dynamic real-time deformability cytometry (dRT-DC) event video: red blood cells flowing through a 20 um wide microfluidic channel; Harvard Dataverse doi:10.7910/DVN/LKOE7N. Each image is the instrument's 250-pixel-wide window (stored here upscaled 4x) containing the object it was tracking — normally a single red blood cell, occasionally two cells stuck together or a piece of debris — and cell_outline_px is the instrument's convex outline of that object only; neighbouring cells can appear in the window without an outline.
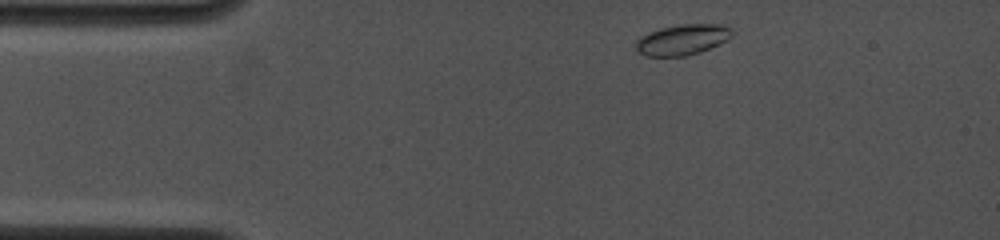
{"species": "common noctule bat (a hibernating species)", "species_latin": "Nyctalus noctula", "temperature_condition": "cold", "stored_images_in_passage": 33, "camera_frame_rate_fps": 4000, "um_per_image_px": 0.085, "animal": {"sex": "female", "body_mass_g": 19.0, "forearm_length_mm": 53.3}, "frame": {"image": 1, "passage_image": 1, "time_ms": 0.0, "image_size_px": [1000, 240], "cell_outline_px": [[732, 36], [728, 40], [720, 44], [700, 52], [684, 56], [644, 56], [636, 52], [636, 40], [640, 36], [648, 32], [660, 28], [684, 24], [720, 24], [732, 28]], "centroid_in_image_um": [57.99, 3.37], "position_along_channel_um": 27.0, "area_um2": 17.34}}
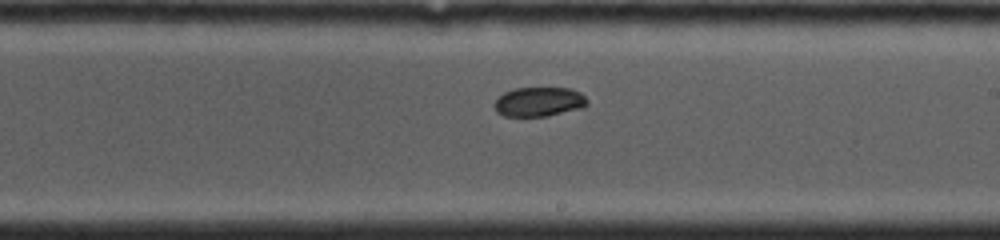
{"frame": {"image": 2, "passage_image": 15, "time_ms": 6.75, "image_size_px": [1000, 240], "cell_outline_px": [[588, 104], [584, 108], [548, 116], [504, 116], [496, 112], [496, 100], [504, 92], [516, 88], [572, 88], [580, 92], [588, 100]], "centroid_in_image_um": [45.87, 8.65], "position_along_channel_um": 243.1, "area_um2": 15.95}}
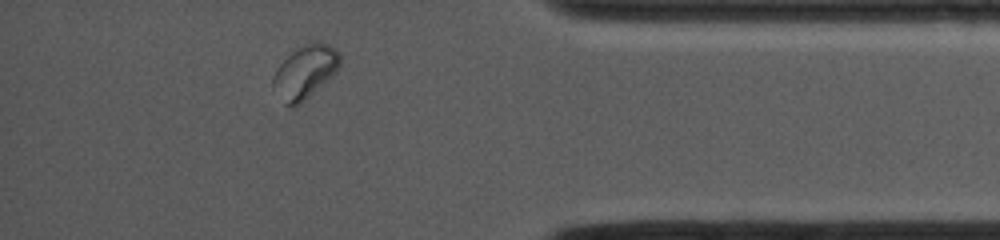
{"frame": {"image": 3, "passage_image": 28, "time_ms": 11.25, "image_size_px": [1000, 240], "cell_outline_px": [[340, 68], [332, 76], [300, 104], [284, 104], [272, 84], [272, 76], [276, 68], [292, 52], [308, 44], [328, 44], [336, 48], [340, 52]], "centroid_in_image_um": [25.95, 6.12], "position_along_channel_um": 409.3, "area_um2": 20.11}}